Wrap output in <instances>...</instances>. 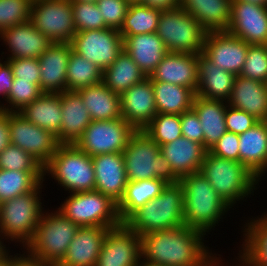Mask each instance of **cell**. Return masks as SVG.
Here are the masks:
<instances>
[{
    "label": "cell",
    "mask_w": 267,
    "mask_h": 266,
    "mask_svg": "<svg viewBox=\"0 0 267 266\" xmlns=\"http://www.w3.org/2000/svg\"><path fill=\"white\" fill-rule=\"evenodd\" d=\"M70 1L97 3L99 0H70Z\"/></svg>",
    "instance_id": "61"
},
{
    "label": "cell",
    "mask_w": 267,
    "mask_h": 266,
    "mask_svg": "<svg viewBox=\"0 0 267 266\" xmlns=\"http://www.w3.org/2000/svg\"><path fill=\"white\" fill-rule=\"evenodd\" d=\"M61 96V130L57 139L61 144H75L92 122L88 109L77 91H64Z\"/></svg>",
    "instance_id": "25"
},
{
    "label": "cell",
    "mask_w": 267,
    "mask_h": 266,
    "mask_svg": "<svg viewBox=\"0 0 267 266\" xmlns=\"http://www.w3.org/2000/svg\"><path fill=\"white\" fill-rule=\"evenodd\" d=\"M156 33L168 52L200 54L207 31L179 6L161 10Z\"/></svg>",
    "instance_id": "10"
},
{
    "label": "cell",
    "mask_w": 267,
    "mask_h": 266,
    "mask_svg": "<svg viewBox=\"0 0 267 266\" xmlns=\"http://www.w3.org/2000/svg\"><path fill=\"white\" fill-rule=\"evenodd\" d=\"M159 146L182 136L180 115L157 113L143 129Z\"/></svg>",
    "instance_id": "41"
},
{
    "label": "cell",
    "mask_w": 267,
    "mask_h": 266,
    "mask_svg": "<svg viewBox=\"0 0 267 266\" xmlns=\"http://www.w3.org/2000/svg\"><path fill=\"white\" fill-rule=\"evenodd\" d=\"M76 32L108 28L96 3L71 1Z\"/></svg>",
    "instance_id": "43"
},
{
    "label": "cell",
    "mask_w": 267,
    "mask_h": 266,
    "mask_svg": "<svg viewBox=\"0 0 267 266\" xmlns=\"http://www.w3.org/2000/svg\"><path fill=\"white\" fill-rule=\"evenodd\" d=\"M79 227L57 209L52 212L46 209L37 225L34 238L23 251L42 263L56 266L65 256Z\"/></svg>",
    "instance_id": "6"
},
{
    "label": "cell",
    "mask_w": 267,
    "mask_h": 266,
    "mask_svg": "<svg viewBox=\"0 0 267 266\" xmlns=\"http://www.w3.org/2000/svg\"><path fill=\"white\" fill-rule=\"evenodd\" d=\"M103 70L86 60L75 51H71L68 61L66 85L68 91L94 86L102 82Z\"/></svg>",
    "instance_id": "39"
},
{
    "label": "cell",
    "mask_w": 267,
    "mask_h": 266,
    "mask_svg": "<svg viewBox=\"0 0 267 266\" xmlns=\"http://www.w3.org/2000/svg\"><path fill=\"white\" fill-rule=\"evenodd\" d=\"M160 152L167 159L173 172L181 178L200 171L207 150L202 144L181 136L161 145Z\"/></svg>",
    "instance_id": "28"
},
{
    "label": "cell",
    "mask_w": 267,
    "mask_h": 266,
    "mask_svg": "<svg viewBox=\"0 0 267 266\" xmlns=\"http://www.w3.org/2000/svg\"><path fill=\"white\" fill-rule=\"evenodd\" d=\"M179 183L183 188L184 225L210 234L220 221L224 222L231 207L200 172L181 177Z\"/></svg>",
    "instance_id": "2"
},
{
    "label": "cell",
    "mask_w": 267,
    "mask_h": 266,
    "mask_svg": "<svg viewBox=\"0 0 267 266\" xmlns=\"http://www.w3.org/2000/svg\"><path fill=\"white\" fill-rule=\"evenodd\" d=\"M198 54L168 52L150 75L151 81L167 82L190 88L198 87Z\"/></svg>",
    "instance_id": "21"
},
{
    "label": "cell",
    "mask_w": 267,
    "mask_h": 266,
    "mask_svg": "<svg viewBox=\"0 0 267 266\" xmlns=\"http://www.w3.org/2000/svg\"><path fill=\"white\" fill-rule=\"evenodd\" d=\"M68 195L55 209L78 226L114 228L123 223L119 218L117 203L109 196L96 190Z\"/></svg>",
    "instance_id": "9"
},
{
    "label": "cell",
    "mask_w": 267,
    "mask_h": 266,
    "mask_svg": "<svg viewBox=\"0 0 267 266\" xmlns=\"http://www.w3.org/2000/svg\"><path fill=\"white\" fill-rule=\"evenodd\" d=\"M93 120H114L121 118L120 96L111 91L102 82L77 91Z\"/></svg>",
    "instance_id": "33"
},
{
    "label": "cell",
    "mask_w": 267,
    "mask_h": 266,
    "mask_svg": "<svg viewBox=\"0 0 267 266\" xmlns=\"http://www.w3.org/2000/svg\"><path fill=\"white\" fill-rule=\"evenodd\" d=\"M0 266H7V255L0 261Z\"/></svg>",
    "instance_id": "62"
},
{
    "label": "cell",
    "mask_w": 267,
    "mask_h": 266,
    "mask_svg": "<svg viewBox=\"0 0 267 266\" xmlns=\"http://www.w3.org/2000/svg\"><path fill=\"white\" fill-rule=\"evenodd\" d=\"M161 10L141 3H130L121 29V36L157 32Z\"/></svg>",
    "instance_id": "40"
},
{
    "label": "cell",
    "mask_w": 267,
    "mask_h": 266,
    "mask_svg": "<svg viewBox=\"0 0 267 266\" xmlns=\"http://www.w3.org/2000/svg\"><path fill=\"white\" fill-rule=\"evenodd\" d=\"M198 87L196 96L227 102L236 75L216 67L202 53L198 54Z\"/></svg>",
    "instance_id": "29"
},
{
    "label": "cell",
    "mask_w": 267,
    "mask_h": 266,
    "mask_svg": "<svg viewBox=\"0 0 267 266\" xmlns=\"http://www.w3.org/2000/svg\"><path fill=\"white\" fill-rule=\"evenodd\" d=\"M71 51V44L52 43L38 58L42 92L62 93L67 91L66 76Z\"/></svg>",
    "instance_id": "22"
},
{
    "label": "cell",
    "mask_w": 267,
    "mask_h": 266,
    "mask_svg": "<svg viewBox=\"0 0 267 266\" xmlns=\"http://www.w3.org/2000/svg\"><path fill=\"white\" fill-rule=\"evenodd\" d=\"M14 81L13 70L10 63L0 58V96L7 101L8 94Z\"/></svg>",
    "instance_id": "52"
},
{
    "label": "cell",
    "mask_w": 267,
    "mask_h": 266,
    "mask_svg": "<svg viewBox=\"0 0 267 266\" xmlns=\"http://www.w3.org/2000/svg\"><path fill=\"white\" fill-rule=\"evenodd\" d=\"M217 255H219V257H216ZM223 258H221V255L220 254H214L212 255L202 266H228L230 265V263L228 261H226L227 263H225V260L223 262L222 260ZM236 264L233 265L232 263V266H239V264L237 263L238 261L235 259ZM231 266V265H230Z\"/></svg>",
    "instance_id": "56"
},
{
    "label": "cell",
    "mask_w": 267,
    "mask_h": 266,
    "mask_svg": "<svg viewBox=\"0 0 267 266\" xmlns=\"http://www.w3.org/2000/svg\"><path fill=\"white\" fill-rule=\"evenodd\" d=\"M43 188L44 182H41L33 191L0 204V236L6 240L5 243L17 242L22 250L34 238L37 225L46 210L41 201Z\"/></svg>",
    "instance_id": "5"
},
{
    "label": "cell",
    "mask_w": 267,
    "mask_h": 266,
    "mask_svg": "<svg viewBox=\"0 0 267 266\" xmlns=\"http://www.w3.org/2000/svg\"><path fill=\"white\" fill-rule=\"evenodd\" d=\"M227 102L208 99L201 96L194 97L192 109L199 117L203 130V146L209 151L227 132L225 122Z\"/></svg>",
    "instance_id": "31"
},
{
    "label": "cell",
    "mask_w": 267,
    "mask_h": 266,
    "mask_svg": "<svg viewBox=\"0 0 267 266\" xmlns=\"http://www.w3.org/2000/svg\"><path fill=\"white\" fill-rule=\"evenodd\" d=\"M122 37L123 50L139 66L146 77H150L168 53L162 39L156 32Z\"/></svg>",
    "instance_id": "27"
},
{
    "label": "cell",
    "mask_w": 267,
    "mask_h": 266,
    "mask_svg": "<svg viewBox=\"0 0 267 266\" xmlns=\"http://www.w3.org/2000/svg\"><path fill=\"white\" fill-rule=\"evenodd\" d=\"M42 93L41 89L32 81L14 78L7 101L2 103L0 100V110L2 112H20Z\"/></svg>",
    "instance_id": "42"
},
{
    "label": "cell",
    "mask_w": 267,
    "mask_h": 266,
    "mask_svg": "<svg viewBox=\"0 0 267 266\" xmlns=\"http://www.w3.org/2000/svg\"><path fill=\"white\" fill-rule=\"evenodd\" d=\"M95 172V190L109 196L117 204L128 183L123 152L92 157Z\"/></svg>",
    "instance_id": "20"
},
{
    "label": "cell",
    "mask_w": 267,
    "mask_h": 266,
    "mask_svg": "<svg viewBox=\"0 0 267 266\" xmlns=\"http://www.w3.org/2000/svg\"><path fill=\"white\" fill-rule=\"evenodd\" d=\"M141 261V236L124 223L107 231L95 266H137Z\"/></svg>",
    "instance_id": "15"
},
{
    "label": "cell",
    "mask_w": 267,
    "mask_h": 266,
    "mask_svg": "<svg viewBox=\"0 0 267 266\" xmlns=\"http://www.w3.org/2000/svg\"><path fill=\"white\" fill-rule=\"evenodd\" d=\"M204 232L181 227L141 236V259L163 266H202L212 255Z\"/></svg>",
    "instance_id": "1"
},
{
    "label": "cell",
    "mask_w": 267,
    "mask_h": 266,
    "mask_svg": "<svg viewBox=\"0 0 267 266\" xmlns=\"http://www.w3.org/2000/svg\"><path fill=\"white\" fill-rule=\"evenodd\" d=\"M41 182H44L43 171L0 169V204L33 191Z\"/></svg>",
    "instance_id": "38"
},
{
    "label": "cell",
    "mask_w": 267,
    "mask_h": 266,
    "mask_svg": "<svg viewBox=\"0 0 267 266\" xmlns=\"http://www.w3.org/2000/svg\"><path fill=\"white\" fill-rule=\"evenodd\" d=\"M157 113L176 114L192 109L195 93L185 86L152 81Z\"/></svg>",
    "instance_id": "37"
},
{
    "label": "cell",
    "mask_w": 267,
    "mask_h": 266,
    "mask_svg": "<svg viewBox=\"0 0 267 266\" xmlns=\"http://www.w3.org/2000/svg\"><path fill=\"white\" fill-rule=\"evenodd\" d=\"M227 105L241 109L259 121H265L267 83L237 75Z\"/></svg>",
    "instance_id": "26"
},
{
    "label": "cell",
    "mask_w": 267,
    "mask_h": 266,
    "mask_svg": "<svg viewBox=\"0 0 267 266\" xmlns=\"http://www.w3.org/2000/svg\"><path fill=\"white\" fill-rule=\"evenodd\" d=\"M231 1H242L247 3H254L260 6H267V0H231Z\"/></svg>",
    "instance_id": "59"
},
{
    "label": "cell",
    "mask_w": 267,
    "mask_h": 266,
    "mask_svg": "<svg viewBox=\"0 0 267 266\" xmlns=\"http://www.w3.org/2000/svg\"><path fill=\"white\" fill-rule=\"evenodd\" d=\"M7 266H50V265H47L39 260L30 257L25 251L22 250V254L21 252L19 254L16 253L14 255L13 252L12 253L9 252L7 254Z\"/></svg>",
    "instance_id": "53"
},
{
    "label": "cell",
    "mask_w": 267,
    "mask_h": 266,
    "mask_svg": "<svg viewBox=\"0 0 267 266\" xmlns=\"http://www.w3.org/2000/svg\"><path fill=\"white\" fill-rule=\"evenodd\" d=\"M70 44L73 51L104 71L123 50V37L112 28L79 31Z\"/></svg>",
    "instance_id": "14"
},
{
    "label": "cell",
    "mask_w": 267,
    "mask_h": 266,
    "mask_svg": "<svg viewBox=\"0 0 267 266\" xmlns=\"http://www.w3.org/2000/svg\"><path fill=\"white\" fill-rule=\"evenodd\" d=\"M0 41L9 52L5 59L39 58L52 42L35 28L31 20L0 32Z\"/></svg>",
    "instance_id": "19"
},
{
    "label": "cell",
    "mask_w": 267,
    "mask_h": 266,
    "mask_svg": "<svg viewBox=\"0 0 267 266\" xmlns=\"http://www.w3.org/2000/svg\"><path fill=\"white\" fill-rule=\"evenodd\" d=\"M111 228L79 227L65 256L56 266H95L103 240Z\"/></svg>",
    "instance_id": "23"
},
{
    "label": "cell",
    "mask_w": 267,
    "mask_h": 266,
    "mask_svg": "<svg viewBox=\"0 0 267 266\" xmlns=\"http://www.w3.org/2000/svg\"><path fill=\"white\" fill-rule=\"evenodd\" d=\"M127 180L140 181L158 178L176 184L180 178L173 172L160 146L143 130H136L123 150Z\"/></svg>",
    "instance_id": "7"
},
{
    "label": "cell",
    "mask_w": 267,
    "mask_h": 266,
    "mask_svg": "<svg viewBox=\"0 0 267 266\" xmlns=\"http://www.w3.org/2000/svg\"><path fill=\"white\" fill-rule=\"evenodd\" d=\"M126 1H128L129 3H140L141 2V0H126Z\"/></svg>",
    "instance_id": "63"
},
{
    "label": "cell",
    "mask_w": 267,
    "mask_h": 266,
    "mask_svg": "<svg viewBox=\"0 0 267 266\" xmlns=\"http://www.w3.org/2000/svg\"><path fill=\"white\" fill-rule=\"evenodd\" d=\"M10 142L26 151L43 167L57 152V136L28 121L19 112H9Z\"/></svg>",
    "instance_id": "13"
},
{
    "label": "cell",
    "mask_w": 267,
    "mask_h": 266,
    "mask_svg": "<svg viewBox=\"0 0 267 266\" xmlns=\"http://www.w3.org/2000/svg\"><path fill=\"white\" fill-rule=\"evenodd\" d=\"M239 162L257 178L264 181L267 173V124L265 121H258L249 130L239 134Z\"/></svg>",
    "instance_id": "24"
},
{
    "label": "cell",
    "mask_w": 267,
    "mask_h": 266,
    "mask_svg": "<svg viewBox=\"0 0 267 266\" xmlns=\"http://www.w3.org/2000/svg\"><path fill=\"white\" fill-rule=\"evenodd\" d=\"M140 3L151 8L166 10L179 7L180 0H141Z\"/></svg>",
    "instance_id": "55"
},
{
    "label": "cell",
    "mask_w": 267,
    "mask_h": 266,
    "mask_svg": "<svg viewBox=\"0 0 267 266\" xmlns=\"http://www.w3.org/2000/svg\"><path fill=\"white\" fill-rule=\"evenodd\" d=\"M46 176L54 179L57 185L68 193L95 190V172L92 157L75 144H61L57 152L43 167Z\"/></svg>",
    "instance_id": "8"
},
{
    "label": "cell",
    "mask_w": 267,
    "mask_h": 266,
    "mask_svg": "<svg viewBox=\"0 0 267 266\" xmlns=\"http://www.w3.org/2000/svg\"><path fill=\"white\" fill-rule=\"evenodd\" d=\"M135 131L122 117L114 120H93L75 145L91 157L121 153Z\"/></svg>",
    "instance_id": "12"
},
{
    "label": "cell",
    "mask_w": 267,
    "mask_h": 266,
    "mask_svg": "<svg viewBox=\"0 0 267 266\" xmlns=\"http://www.w3.org/2000/svg\"><path fill=\"white\" fill-rule=\"evenodd\" d=\"M237 254L239 255L238 258L236 257L239 266H259L255 265L240 249Z\"/></svg>",
    "instance_id": "57"
},
{
    "label": "cell",
    "mask_w": 267,
    "mask_h": 266,
    "mask_svg": "<svg viewBox=\"0 0 267 266\" xmlns=\"http://www.w3.org/2000/svg\"><path fill=\"white\" fill-rule=\"evenodd\" d=\"M0 169L11 171H43V166L26 151L10 143L0 153Z\"/></svg>",
    "instance_id": "44"
},
{
    "label": "cell",
    "mask_w": 267,
    "mask_h": 266,
    "mask_svg": "<svg viewBox=\"0 0 267 266\" xmlns=\"http://www.w3.org/2000/svg\"><path fill=\"white\" fill-rule=\"evenodd\" d=\"M251 217L242 224L240 249L255 265L267 266V212Z\"/></svg>",
    "instance_id": "36"
},
{
    "label": "cell",
    "mask_w": 267,
    "mask_h": 266,
    "mask_svg": "<svg viewBox=\"0 0 267 266\" xmlns=\"http://www.w3.org/2000/svg\"><path fill=\"white\" fill-rule=\"evenodd\" d=\"M179 6L207 32L227 31L231 21V0H180Z\"/></svg>",
    "instance_id": "30"
},
{
    "label": "cell",
    "mask_w": 267,
    "mask_h": 266,
    "mask_svg": "<svg viewBox=\"0 0 267 266\" xmlns=\"http://www.w3.org/2000/svg\"><path fill=\"white\" fill-rule=\"evenodd\" d=\"M9 247H6V244L4 243V240L2 239V237L0 236V261L9 253L11 252L9 249H7Z\"/></svg>",
    "instance_id": "58"
},
{
    "label": "cell",
    "mask_w": 267,
    "mask_h": 266,
    "mask_svg": "<svg viewBox=\"0 0 267 266\" xmlns=\"http://www.w3.org/2000/svg\"><path fill=\"white\" fill-rule=\"evenodd\" d=\"M10 143L9 112L0 111V153Z\"/></svg>",
    "instance_id": "54"
},
{
    "label": "cell",
    "mask_w": 267,
    "mask_h": 266,
    "mask_svg": "<svg viewBox=\"0 0 267 266\" xmlns=\"http://www.w3.org/2000/svg\"><path fill=\"white\" fill-rule=\"evenodd\" d=\"M249 45L227 31L207 32L202 54L227 72L240 75Z\"/></svg>",
    "instance_id": "16"
},
{
    "label": "cell",
    "mask_w": 267,
    "mask_h": 266,
    "mask_svg": "<svg viewBox=\"0 0 267 266\" xmlns=\"http://www.w3.org/2000/svg\"><path fill=\"white\" fill-rule=\"evenodd\" d=\"M61 96L59 93L43 92L19 113L38 127L56 136L61 130Z\"/></svg>",
    "instance_id": "32"
},
{
    "label": "cell",
    "mask_w": 267,
    "mask_h": 266,
    "mask_svg": "<svg viewBox=\"0 0 267 266\" xmlns=\"http://www.w3.org/2000/svg\"><path fill=\"white\" fill-rule=\"evenodd\" d=\"M199 172L231 208L237 205L238 201L240 203L244 198L254 196V191L262 181L241 162L224 159L210 151L205 154Z\"/></svg>",
    "instance_id": "4"
},
{
    "label": "cell",
    "mask_w": 267,
    "mask_h": 266,
    "mask_svg": "<svg viewBox=\"0 0 267 266\" xmlns=\"http://www.w3.org/2000/svg\"><path fill=\"white\" fill-rule=\"evenodd\" d=\"M31 0H0V32L31 19Z\"/></svg>",
    "instance_id": "45"
},
{
    "label": "cell",
    "mask_w": 267,
    "mask_h": 266,
    "mask_svg": "<svg viewBox=\"0 0 267 266\" xmlns=\"http://www.w3.org/2000/svg\"><path fill=\"white\" fill-rule=\"evenodd\" d=\"M167 183L158 178L129 181L125 193L117 204L119 218L124 222L134 211L157 197Z\"/></svg>",
    "instance_id": "35"
},
{
    "label": "cell",
    "mask_w": 267,
    "mask_h": 266,
    "mask_svg": "<svg viewBox=\"0 0 267 266\" xmlns=\"http://www.w3.org/2000/svg\"><path fill=\"white\" fill-rule=\"evenodd\" d=\"M119 96L121 116L135 130H143L157 114L152 81L149 77Z\"/></svg>",
    "instance_id": "18"
},
{
    "label": "cell",
    "mask_w": 267,
    "mask_h": 266,
    "mask_svg": "<svg viewBox=\"0 0 267 266\" xmlns=\"http://www.w3.org/2000/svg\"><path fill=\"white\" fill-rule=\"evenodd\" d=\"M123 223L140 236L183 226L182 185L167 184L157 197L134 211Z\"/></svg>",
    "instance_id": "3"
},
{
    "label": "cell",
    "mask_w": 267,
    "mask_h": 266,
    "mask_svg": "<svg viewBox=\"0 0 267 266\" xmlns=\"http://www.w3.org/2000/svg\"><path fill=\"white\" fill-rule=\"evenodd\" d=\"M240 75L267 83V45H249Z\"/></svg>",
    "instance_id": "46"
},
{
    "label": "cell",
    "mask_w": 267,
    "mask_h": 266,
    "mask_svg": "<svg viewBox=\"0 0 267 266\" xmlns=\"http://www.w3.org/2000/svg\"><path fill=\"white\" fill-rule=\"evenodd\" d=\"M137 266H163V265L150 264V263H147L141 259V261L139 262V264Z\"/></svg>",
    "instance_id": "60"
},
{
    "label": "cell",
    "mask_w": 267,
    "mask_h": 266,
    "mask_svg": "<svg viewBox=\"0 0 267 266\" xmlns=\"http://www.w3.org/2000/svg\"><path fill=\"white\" fill-rule=\"evenodd\" d=\"M227 32L250 45H267V6L232 1Z\"/></svg>",
    "instance_id": "17"
},
{
    "label": "cell",
    "mask_w": 267,
    "mask_h": 266,
    "mask_svg": "<svg viewBox=\"0 0 267 266\" xmlns=\"http://www.w3.org/2000/svg\"><path fill=\"white\" fill-rule=\"evenodd\" d=\"M209 151L224 159L239 162V135L228 131L225 132Z\"/></svg>",
    "instance_id": "50"
},
{
    "label": "cell",
    "mask_w": 267,
    "mask_h": 266,
    "mask_svg": "<svg viewBox=\"0 0 267 266\" xmlns=\"http://www.w3.org/2000/svg\"><path fill=\"white\" fill-rule=\"evenodd\" d=\"M182 136L203 145V130L196 112L191 109L180 115Z\"/></svg>",
    "instance_id": "51"
},
{
    "label": "cell",
    "mask_w": 267,
    "mask_h": 266,
    "mask_svg": "<svg viewBox=\"0 0 267 266\" xmlns=\"http://www.w3.org/2000/svg\"><path fill=\"white\" fill-rule=\"evenodd\" d=\"M259 120L247 112L227 105L225 112V122L228 132L242 134L249 130Z\"/></svg>",
    "instance_id": "49"
},
{
    "label": "cell",
    "mask_w": 267,
    "mask_h": 266,
    "mask_svg": "<svg viewBox=\"0 0 267 266\" xmlns=\"http://www.w3.org/2000/svg\"><path fill=\"white\" fill-rule=\"evenodd\" d=\"M145 78L146 75L139 66L122 50L116 60L103 71L102 83L120 95Z\"/></svg>",
    "instance_id": "34"
},
{
    "label": "cell",
    "mask_w": 267,
    "mask_h": 266,
    "mask_svg": "<svg viewBox=\"0 0 267 266\" xmlns=\"http://www.w3.org/2000/svg\"><path fill=\"white\" fill-rule=\"evenodd\" d=\"M13 70L14 78L32 81L40 88V63L38 58L6 59Z\"/></svg>",
    "instance_id": "48"
},
{
    "label": "cell",
    "mask_w": 267,
    "mask_h": 266,
    "mask_svg": "<svg viewBox=\"0 0 267 266\" xmlns=\"http://www.w3.org/2000/svg\"><path fill=\"white\" fill-rule=\"evenodd\" d=\"M30 20L52 43L70 44L76 33L70 0L32 1Z\"/></svg>",
    "instance_id": "11"
},
{
    "label": "cell",
    "mask_w": 267,
    "mask_h": 266,
    "mask_svg": "<svg viewBox=\"0 0 267 266\" xmlns=\"http://www.w3.org/2000/svg\"><path fill=\"white\" fill-rule=\"evenodd\" d=\"M96 4L106 26L120 30L130 3L126 0H99Z\"/></svg>",
    "instance_id": "47"
}]
</instances>
